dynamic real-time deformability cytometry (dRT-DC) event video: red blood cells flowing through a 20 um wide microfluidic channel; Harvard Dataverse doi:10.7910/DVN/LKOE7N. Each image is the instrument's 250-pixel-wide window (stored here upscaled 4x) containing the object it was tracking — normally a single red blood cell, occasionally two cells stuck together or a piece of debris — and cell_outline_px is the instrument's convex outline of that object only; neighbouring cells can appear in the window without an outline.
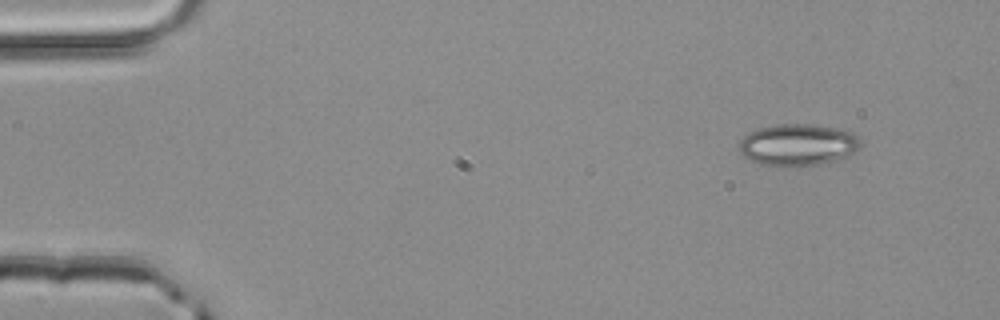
{"species": "common noctule bat (a hibernating species)", "species_latin": "Nyctalus noctula", "temperature_condition": "room temperature", "stored_images_in_passage": 3, "camera_frame_rate_fps": 3000, "um_per_image_px": 0.085, "animal": {"sex": "male", "body_mass_g": 20.4}, "frame": {"image": 1, "passage_image": 1, "time_ms": 0.0, "image_size_px": [1000, 320], "cell_outline_px": [[864, 144], [844, 160], [816, 164], [764, 164], [752, 160], [744, 156], [740, 152], [736, 144], [748, 132], [760, 128], [780, 124], [812, 124], [852, 132]], "centroid_in_image_um": [67.85, 12.29], "position_along_channel_um": 17.1, "area_um2": 29.19}}